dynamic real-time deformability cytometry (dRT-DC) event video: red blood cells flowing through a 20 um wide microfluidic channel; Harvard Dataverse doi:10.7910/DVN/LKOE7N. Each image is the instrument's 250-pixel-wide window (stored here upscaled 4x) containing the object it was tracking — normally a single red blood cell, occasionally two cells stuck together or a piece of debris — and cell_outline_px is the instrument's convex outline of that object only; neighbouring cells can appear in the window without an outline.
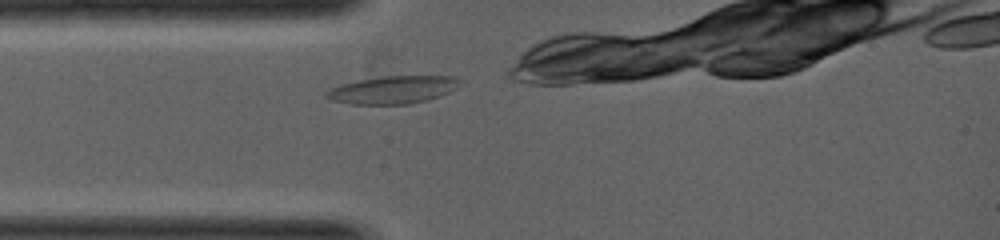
{"species": "common noctule bat (a hibernating species)", "species_latin": "Nyctalus noctula", "temperature_condition": "warm", "stored_images_in_passage": 1, "camera_frame_rate_fps": 5000, "um_per_image_px": 0.085, "animal": {"sex": "female", "body_mass_g": 19.0, "forearm_length_mm": 53.3}, "frame": {"image": 1, "passage_image": 1, "time_ms": 0.0, "image_size_px": [1000, 240], "cell_outline_px": [[464, 80], [456, 88], [440, 96], [428, 100], [408, 104], [352, 104], [332, 100], [324, 96], [324, 92], [328, 88], [340, 84], [376, 76], [456, 76]], "centroid_in_image_um": [33.39, 7.62], "position_along_channel_um": 51.6, "area_um2": 21.91}}